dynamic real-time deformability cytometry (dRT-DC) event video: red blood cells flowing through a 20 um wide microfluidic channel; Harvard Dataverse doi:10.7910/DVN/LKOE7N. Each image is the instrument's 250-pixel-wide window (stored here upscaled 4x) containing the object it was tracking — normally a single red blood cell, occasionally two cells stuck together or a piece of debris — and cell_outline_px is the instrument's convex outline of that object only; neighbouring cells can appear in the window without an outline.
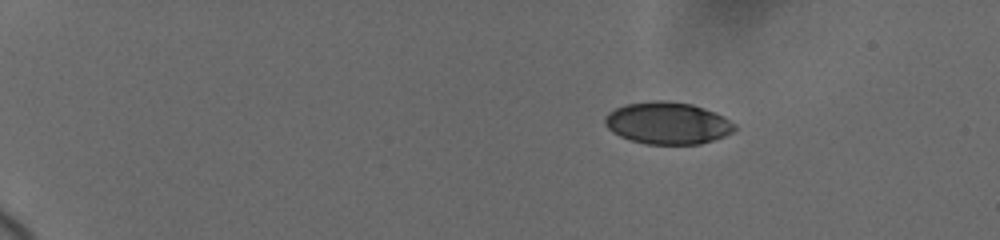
{"species": "human", "species_latin": "Homo sapiens", "temperature_condition": "cold", "stored_images_in_passage": 40, "camera_frame_rate_fps": 3000, "um_per_image_px": 0.085, "donor": {"sex": "female"}, "frame": {"image": 1, "passage_image": 1, "time_ms": 0.0, "image_size_px": [1000, 240], "cell_outline_px": [[736, 128], [732, 132], [724, 136], [700, 144], [644, 144], [620, 136], [612, 132], [604, 124], [604, 116], [608, 112], [624, 104], [652, 100], [668, 100], [692, 104], [704, 108], [724, 116], [736, 124]], "centroid_in_image_um": [56.73, 10.45], "position_along_channel_um": 28.3, "area_um2": 32.02}}
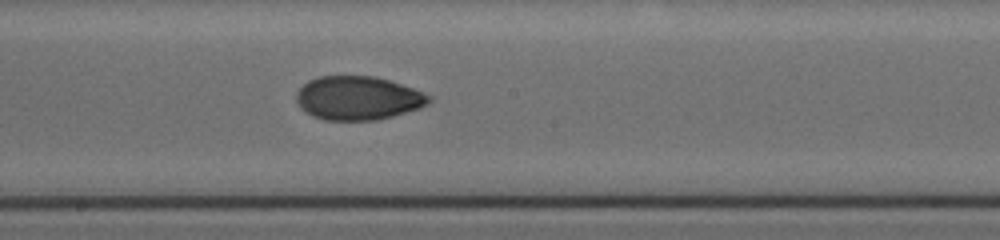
{"frame": {"image": 2, "passage_image": 22, "time_ms": 8.333, "image_size_px": [1000, 240], "cell_outline_px": [[432, 100], [428, 104], [420, 108], [392, 116], [376, 120], [324, 120], [312, 116], [304, 112], [300, 108], [296, 100], [296, 92], [308, 80], [320, 76], [376, 76], [424, 92], [432, 96]], "centroid_in_image_um": [30.42, 8.34], "position_along_channel_um": 217.8, "area_um2": 33.93}}
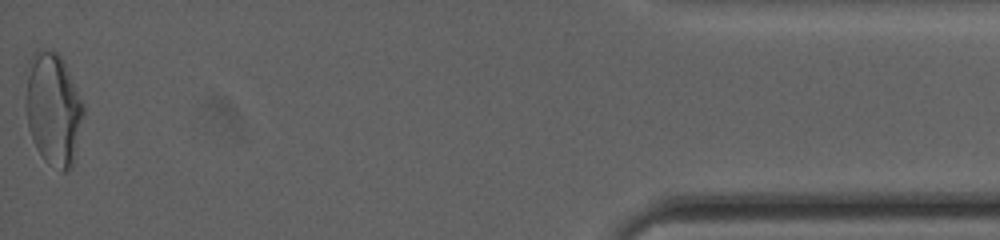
{"frame": {"image": 3, "passage_image": 40, "time_ms": 16.0, "image_size_px": [1000, 240], "cell_outline_px": [[84, 112], [72, 168], [68, 172], [64, 172], [48, 164], [44, 160], [36, 148], [32, 140], [28, 128], [24, 108], [24, 72], [28, 60], [32, 52], [36, 48], [56, 52], [64, 60], [84, 104]], "centroid_in_image_um": [4.47, 9.22], "position_along_channel_um": 430.7, "area_um2": 39.19}, "authors_computed_cell_mechanics": {"area_um2": 33.7263, "velocity_mm_per_s": 3.6672, "shape_relaxation_time_tau1_ms": 7.5917, "shape_relaxation_time_tau2_ms": 1.6751, "deformation_change_tau1": 0.1586, "deformation_change_tau2": 0.0542}}